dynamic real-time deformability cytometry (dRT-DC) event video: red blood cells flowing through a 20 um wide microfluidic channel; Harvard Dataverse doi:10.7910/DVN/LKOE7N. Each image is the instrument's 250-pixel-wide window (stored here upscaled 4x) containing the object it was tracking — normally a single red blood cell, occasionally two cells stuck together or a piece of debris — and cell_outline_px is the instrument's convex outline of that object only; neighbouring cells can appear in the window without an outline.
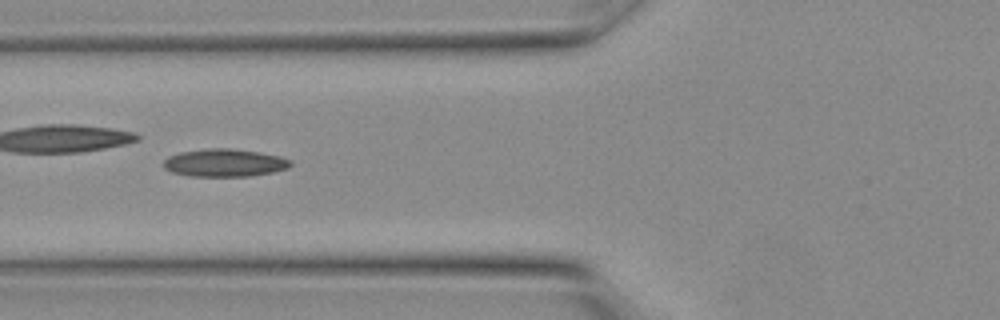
{"species": "Egyptian fruit bat (a non-hibernating species)", "species_latin": "Rousettus aegyptiacus", "temperature_condition": "warm", "stored_images_in_passage": 9, "camera_frame_rate_fps": 3000, "um_per_image_px": 0.085, "animal": {"sex": "female"}, "frame": {"image": 1, "passage_image": 6, "time_ms": 1.667, "image_size_px": [1000, 320], "cell_outline_px": [[292, 164], [288, 168], [272, 172], [248, 176], [188, 176], [172, 172], [164, 168], [164, 160], [168, 156], [180, 152], [208, 148], [228, 148], [260, 152], [280, 156], [292, 160]], "centroid_in_image_um": [19.09, 13.83], "position_along_channel_um": 106.7, "area_um2": 20.58}}
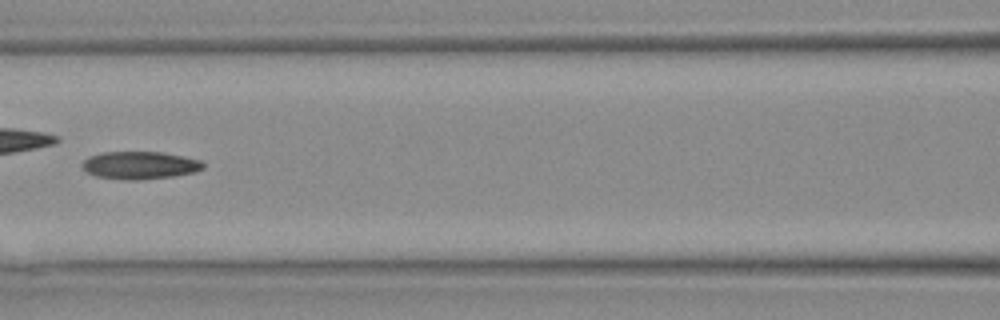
{"frame": {"image": 2, "passage_image": 8, "time_ms": 2.333, "image_size_px": [1000, 320], "cell_outline_px": [[204, 168], [196, 172], [176, 176], [140, 180], [124, 180], [96, 176], [88, 172], [80, 164], [88, 156], [104, 152], [160, 152], [184, 156], [200, 160], [204, 164]], "centroid_in_image_um": [11.91, 14.05], "position_along_channel_um": 154.7, "area_um2": 19.65}}